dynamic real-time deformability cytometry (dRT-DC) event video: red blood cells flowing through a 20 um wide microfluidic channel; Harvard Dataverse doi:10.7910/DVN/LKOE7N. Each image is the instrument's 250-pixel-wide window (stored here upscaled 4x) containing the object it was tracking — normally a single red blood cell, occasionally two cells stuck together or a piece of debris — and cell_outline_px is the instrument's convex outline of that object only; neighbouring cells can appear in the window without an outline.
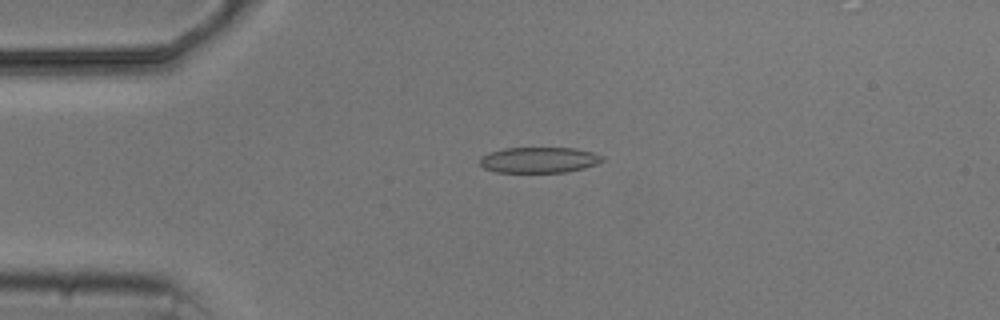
{"species": "common noctule bat (a hibernating species)", "species_latin": "Nyctalus noctula", "temperature_condition": "cold", "stored_images_in_passage": 5, "camera_frame_rate_fps": 3000, "um_per_image_px": 0.085, "animal": {"sex": "male", "body_mass_g": 20.5, "forearm_length_mm": 52.5}, "frame": {"image": 1, "passage_image": 3, "time_ms": 2.333, "image_size_px": [1000, 320], "cell_outline_px": [[604, 160], [596, 164], [584, 168], [564, 172], [496, 172], [484, 168], [480, 164], [480, 156], [504, 148], [576, 148], [592, 152], [604, 156]], "centroid_in_image_um": [45.83, 13.59], "position_along_channel_um": 39.2, "area_um2": 18.32}}